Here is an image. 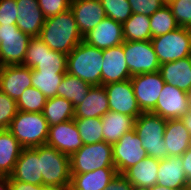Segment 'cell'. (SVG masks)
<instances>
[{
    "label": "cell",
    "instance_id": "6da1fadb",
    "mask_svg": "<svg viewBox=\"0 0 191 190\" xmlns=\"http://www.w3.org/2000/svg\"><path fill=\"white\" fill-rule=\"evenodd\" d=\"M39 38L51 49L68 55L80 42V34L71 9L45 18Z\"/></svg>",
    "mask_w": 191,
    "mask_h": 190
},
{
    "label": "cell",
    "instance_id": "7a4b0ae2",
    "mask_svg": "<svg viewBox=\"0 0 191 190\" xmlns=\"http://www.w3.org/2000/svg\"><path fill=\"white\" fill-rule=\"evenodd\" d=\"M103 50L80 42L67 55V73L91 84L101 86Z\"/></svg>",
    "mask_w": 191,
    "mask_h": 190
},
{
    "label": "cell",
    "instance_id": "3957f363",
    "mask_svg": "<svg viewBox=\"0 0 191 190\" xmlns=\"http://www.w3.org/2000/svg\"><path fill=\"white\" fill-rule=\"evenodd\" d=\"M8 130L23 148H34L46 144L49 124L42 112L18 110Z\"/></svg>",
    "mask_w": 191,
    "mask_h": 190
},
{
    "label": "cell",
    "instance_id": "277c9868",
    "mask_svg": "<svg viewBox=\"0 0 191 190\" xmlns=\"http://www.w3.org/2000/svg\"><path fill=\"white\" fill-rule=\"evenodd\" d=\"M167 119L151 112H142L135 119L134 130L149 157L165 159L168 157L164 142Z\"/></svg>",
    "mask_w": 191,
    "mask_h": 190
},
{
    "label": "cell",
    "instance_id": "5b68a950",
    "mask_svg": "<svg viewBox=\"0 0 191 190\" xmlns=\"http://www.w3.org/2000/svg\"><path fill=\"white\" fill-rule=\"evenodd\" d=\"M42 186L69 187L71 183L70 156L48 145L38 146Z\"/></svg>",
    "mask_w": 191,
    "mask_h": 190
},
{
    "label": "cell",
    "instance_id": "8992f818",
    "mask_svg": "<svg viewBox=\"0 0 191 190\" xmlns=\"http://www.w3.org/2000/svg\"><path fill=\"white\" fill-rule=\"evenodd\" d=\"M101 168H115L112 144L105 141L83 144L70 156V174H83Z\"/></svg>",
    "mask_w": 191,
    "mask_h": 190
},
{
    "label": "cell",
    "instance_id": "52a82bcc",
    "mask_svg": "<svg viewBox=\"0 0 191 190\" xmlns=\"http://www.w3.org/2000/svg\"><path fill=\"white\" fill-rule=\"evenodd\" d=\"M37 72L67 73V55L51 50L39 37L29 41L23 64Z\"/></svg>",
    "mask_w": 191,
    "mask_h": 190
},
{
    "label": "cell",
    "instance_id": "ba28073f",
    "mask_svg": "<svg viewBox=\"0 0 191 190\" xmlns=\"http://www.w3.org/2000/svg\"><path fill=\"white\" fill-rule=\"evenodd\" d=\"M150 41L160 64L191 56V28L178 27Z\"/></svg>",
    "mask_w": 191,
    "mask_h": 190
},
{
    "label": "cell",
    "instance_id": "9c48e42d",
    "mask_svg": "<svg viewBox=\"0 0 191 190\" xmlns=\"http://www.w3.org/2000/svg\"><path fill=\"white\" fill-rule=\"evenodd\" d=\"M31 38L16 25H0L1 67L23 64Z\"/></svg>",
    "mask_w": 191,
    "mask_h": 190
},
{
    "label": "cell",
    "instance_id": "30bf717a",
    "mask_svg": "<svg viewBox=\"0 0 191 190\" xmlns=\"http://www.w3.org/2000/svg\"><path fill=\"white\" fill-rule=\"evenodd\" d=\"M123 51L131 76L159 71L161 64L150 40L124 41Z\"/></svg>",
    "mask_w": 191,
    "mask_h": 190
},
{
    "label": "cell",
    "instance_id": "8fae6325",
    "mask_svg": "<svg viewBox=\"0 0 191 190\" xmlns=\"http://www.w3.org/2000/svg\"><path fill=\"white\" fill-rule=\"evenodd\" d=\"M112 152L118 174H123L128 168L148 156L134 129L126 132L118 142L112 144Z\"/></svg>",
    "mask_w": 191,
    "mask_h": 190
},
{
    "label": "cell",
    "instance_id": "7c38bea8",
    "mask_svg": "<svg viewBox=\"0 0 191 190\" xmlns=\"http://www.w3.org/2000/svg\"><path fill=\"white\" fill-rule=\"evenodd\" d=\"M130 80L139 108L142 112H151L165 84L160 72L137 74Z\"/></svg>",
    "mask_w": 191,
    "mask_h": 190
},
{
    "label": "cell",
    "instance_id": "4fadbf2b",
    "mask_svg": "<svg viewBox=\"0 0 191 190\" xmlns=\"http://www.w3.org/2000/svg\"><path fill=\"white\" fill-rule=\"evenodd\" d=\"M103 86L108 95L110 111L135 119L139 117L142 111L138 106L130 79Z\"/></svg>",
    "mask_w": 191,
    "mask_h": 190
},
{
    "label": "cell",
    "instance_id": "5bb4252c",
    "mask_svg": "<svg viewBox=\"0 0 191 190\" xmlns=\"http://www.w3.org/2000/svg\"><path fill=\"white\" fill-rule=\"evenodd\" d=\"M189 109L188 93L165 83L151 113L164 119H178L186 114Z\"/></svg>",
    "mask_w": 191,
    "mask_h": 190
},
{
    "label": "cell",
    "instance_id": "9a60e30c",
    "mask_svg": "<svg viewBox=\"0 0 191 190\" xmlns=\"http://www.w3.org/2000/svg\"><path fill=\"white\" fill-rule=\"evenodd\" d=\"M46 145L68 156L77 152L83 146V142L74 119L49 126Z\"/></svg>",
    "mask_w": 191,
    "mask_h": 190
},
{
    "label": "cell",
    "instance_id": "2e32d148",
    "mask_svg": "<svg viewBox=\"0 0 191 190\" xmlns=\"http://www.w3.org/2000/svg\"><path fill=\"white\" fill-rule=\"evenodd\" d=\"M32 86V69L22 64L0 68V91L18 100L25 89Z\"/></svg>",
    "mask_w": 191,
    "mask_h": 190
},
{
    "label": "cell",
    "instance_id": "e0dca14e",
    "mask_svg": "<svg viewBox=\"0 0 191 190\" xmlns=\"http://www.w3.org/2000/svg\"><path fill=\"white\" fill-rule=\"evenodd\" d=\"M131 77L123 51V43L103 49L101 85L129 80Z\"/></svg>",
    "mask_w": 191,
    "mask_h": 190
},
{
    "label": "cell",
    "instance_id": "ac0fdd59",
    "mask_svg": "<svg viewBox=\"0 0 191 190\" xmlns=\"http://www.w3.org/2000/svg\"><path fill=\"white\" fill-rule=\"evenodd\" d=\"M70 9L83 37L106 17L100 0H71Z\"/></svg>",
    "mask_w": 191,
    "mask_h": 190
},
{
    "label": "cell",
    "instance_id": "d6986e66",
    "mask_svg": "<svg viewBox=\"0 0 191 190\" xmlns=\"http://www.w3.org/2000/svg\"><path fill=\"white\" fill-rule=\"evenodd\" d=\"M83 41L102 50L120 45L124 42L122 24L105 17L83 37Z\"/></svg>",
    "mask_w": 191,
    "mask_h": 190
},
{
    "label": "cell",
    "instance_id": "ffe728a7",
    "mask_svg": "<svg viewBox=\"0 0 191 190\" xmlns=\"http://www.w3.org/2000/svg\"><path fill=\"white\" fill-rule=\"evenodd\" d=\"M8 180H18L34 185H42L38 147L23 148L17 159L13 173L8 176Z\"/></svg>",
    "mask_w": 191,
    "mask_h": 190
},
{
    "label": "cell",
    "instance_id": "44dd1931",
    "mask_svg": "<svg viewBox=\"0 0 191 190\" xmlns=\"http://www.w3.org/2000/svg\"><path fill=\"white\" fill-rule=\"evenodd\" d=\"M17 22L16 26L23 33L31 37H39L45 17L39 7L38 0H16Z\"/></svg>",
    "mask_w": 191,
    "mask_h": 190
},
{
    "label": "cell",
    "instance_id": "7402d4cb",
    "mask_svg": "<svg viewBox=\"0 0 191 190\" xmlns=\"http://www.w3.org/2000/svg\"><path fill=\"white\" fill-rule=\"evenodd\" d=\"M157 185L176 190L187 189L188 178L181 157L168 156L159 160Z\"/></svg>",
    "mask_w": 191,
    "mask_h": 190
},
{
    "label": "cell",
    "instance_id": "603a6c76",
    "mask_svg": "<svg viewBox=\"0 0 191 190\" xmlns=\"http://www.w3.org/2000/svg\"><path fill=\"white\" fill-rule=\"evenodd\" d=\"M163 140L168 156L180 157L191 146V134L180 118L167 119Z\"/></svg>",
    "mask_w": 191,
    "mask_h": 190
},
{
    "label": "cell",
    "instance_id": "cb8c5ba5",
    "mask_svg": "<svg viewBox=\"0 0 191 190\" xmlns=\"http://www.w3.org/2000/svg\"><path fill=\"white\" fill-rule=\"evenodd\" d=\"M159 72L165 83L187 93L191 91V56L163 63Z\"/></svg>",
    "mask_w": 191,
    "mask_h": 190
},
{
    "label": "cell",
    "instance_id": "d4e9b609",
    "mask_svg": "<svg viewBox=\"0 0 191 190\" xmlns=\"http://www.w3.org/2000/svg\"><path fill=\"white\" fill-rule=\"evenodd\" d=\"M108 111H110L109 100L104 86H92L86 99L75 107L74 118L102 117Z\"/></svg>",
    "mask_w": 191,
    "mask_h": 190
},
{
    "label": "cell",
    "instance_id": "484cf974",
    "mask_svg": "<svg viewBox=\"0 0 191 190\" xmlns=\"http://www.w3.org/2000/svg\"><path fill=\"white\" fill-rule=\"evenodd\" d=\"M159 159L147 156L128 168L123 175L135 188L148 189L157 184Z\"/></svg>",
    "mask_w": 191,
    "mask_h": 190
},
{
    "label": "cell",
    "instance_id": "4316f807",
    "mask_svg": "<svg viewBox=\"0 0 191 190\" xmlns=\"http://www.w3.org/2000/svg\"><path fill=\"white\" fill-rule=\"evenodd\" d=\"M118 174L115 168H101L83 174H71L73 190H105Z\"/></svg>",
    "mask_w": 191,
    "mask_h": 190
},
{
    "label": "cell",
    "instance_id": "83f0119b",
    "mask_svg": "<svg viewBox=\"0 0 191 190\" xmlns=\"http://www.w3.org/2000/svg\"><path fill=\"white\" fill-rule=\"evenodd\" d=\"M103 141L114 144L126 133L134 129L135 118L118 112L108 111L101 117Z\"/></svg>",
    "mask_w": 191,
    "mask_h": 190
},
{
    "label": "cell",
    "instance_id": "f1b7e54d",
    "mask_svg": "<svg viewBox=\"0 0 191 190\" xmlns=\"http://www.w3.org/2000/svg\"><path fill=\"white\" fill-rule=\"evenodd\" d=\"M23 147L8 129H0V176H10Z\"/></svg>",
    "mask_w": 191,
    "mask_h": 190
},
{
    "label": "cell",
    "instance_id": "f546056e",
    "mask_svg": "<svg viewBox=\"0 0 191 190\" xmlns=\"http://www.w3.org/2000/svg\"><path fill=\"white\" fill-rule=\"evenodd\" d=\"M91 87V84L79 79L78 77L65 73L57 88V96L71 101L75 108L86 99L87 93Z\"/></svg>",
    "mask_w": 191,
    "mask_h": 190
},
{
    "label": "cell",
    "instance_id": "4dcf8cb0",
    "mask_svg": "<svg viewBox=\"0 0 191 190\" xmlns=\"http://www.w3.org/2000/svg\"><path fill=\"white\" fill-rule=\"evenodd\" d=\"M74 106L71 101L59 96L47 98L43 109L44 118L49 126L74 119Z\"/></svg>",
    "mask_w": 191,
    "mask_h": 190
},
{
    "label": "cell",
    "instance_id": "1f68e13d",
    "mask_svg": "<svg viewBox=\"0 0 191 190\" xmlns=\"http://www.w3.org/2000/svg\"><path fill=\"white\" fill-rule=\"evenodd\" d=\"M124 41L151 40L150 19L144 14L132 13L122 24Z\"/></svg>",
    "mask_w": 191,
    "mask_h": 190
},
{
    "label": "cell",
    "instance_id": "d6a6232c",
    "mask_svg": "<svg viewBox=\"0 0 191 190\" xmlns=\"http://www.w3.org/2000/svg\"><path fill=\"white\" fill-rule=\"evenodd\" d=\"M149 19L152 38L172 32L179 27L167 4L157 10Z\"/></svg>",
    "mask_w": 191,
    "mask_h": 190
},
{
    "label": "cell",
    "instance_id": "836d02e7",
    "mask_svg": "<svg viewBox=\"0 0 191 190\" xmlns=\"http://www.w3.org/2000/svg\"><path fill=\"white\" fill-rule=\"evenodd\" d=\"M83 144H94L103 141L101 117L74 118Z\"/></svg>",
    "mask_w": 191,
    "mask_h": 190
},
{
    "label": "cell",
    "instance_id": "e575fe53",
    "mask_svg": "<svg viewBox=\"0 0 191 190\" xmlns=\"http://www.w3.org/2000/svg\"><path fill=\"white\" fill-rule=\"evenodd\" d=\"M64 75L55 72H37L32 69V86L40 90L46 98L55 97Z\"/></svg>",
    "mask_w": 191,
    "mask_h": 190
},
{
    "label": "cell",
    "instance_id": "d590c367",
    "mask_svg": "<svg viewBox=\"0 0 191 190\" xmlns=\"http://www.w3.org/2000/svg\"><path fill=\"white\" fill-rule=\"evenodd\" d=\"M46 101L45 95L31 86L25 89L21 97L16 101L17 109L25 112H43Z\"/></svg>",
    "mask_w": 191,
    "mask_h": 190
},
{
    "label": "cell",
    "instance_id": "8d00e7d4",
    "mask_svg": "<svg viewBox=\"0 0 191 190\" xmlns=\"http://www.w3.org/2000/svg\"><path fill=\"white\" fill-rule=\"evenodd\" d=\"M106 17L121 24L126 22L132 15V9L128 0H100Z\"/></svg>",
    "mask_w": 191,
    "mask_h": 190
},
{
    "label": "cell",
    "instance_id": "74e56055",
    "mask_svg": "<svg viewBox=\"0 0 191 190\" xmlns=\"http://www.w3.org/2000/svg\"><path fill=\"white\" fill-rule=\"evenodd\" d=\"M167 5L179 27L191 28V0H169Z\"/></svg>",
    "mask_w": 191,
    "mask_h": 190
},
{
    "label": "cell",
    "instance_id": "f35d334b",
    "mask_svg": "<svg viewBox=\"0 0 191 190\" xmlns=\"http://www.w3.org/2000/svg\"><path fill=\"white\" fill-rule=\"evenodd\" d=\"M16 100L0 91V129H8L17 114Z\"/></svg>",
    "mask_w": 191,
    "mask_h": 190
},
{
    "label": "cell",
    "instance_id": "ab89813d",
    "mask_svg": "<svg viewBox=\"0 0 191 190\" xmlns=\"http://www.w3.org/2000/svg\"><path fill=\"white\" fill-rule=\"evenodd\" d=\"M128 2L132 13L144 14L149 17L167 4L165 0H128Z\"/></svg>",
    "mask_w": 191,
    "mask_h": 190
},
{
    "label": "cell",
    "instance_id": "60d3db41",
    "mask_svg": "<svg viewBox=\"0 0 191 190\" xmlns=\"http://www.w3.org/2000/svg\"><path fill=\"white\" fill-rule=\"evenodd\" d=\"M45 18L56 16L70 9L71 0H38Z\"/></svg>",
    "mask_w": 191,
    "mask_h": 190
},
{
    "label": "cell",
    "instance_id": "b9f144b4",
    "mask_svg": "<svg viewBox=\"0 0 191 190\" xmlns=\"http://www.w3.org/2000/svg\"><path fill=\"white\" fill-rule=\"evenodd\" d=\"M17 14L16 0H0V25H16Z\"/></svg>",
    "mask_w": 191,
    "mask_h": 190
},
{
    "label": "cell",
    "instance_id": "7bdbcfd3",
    "mask_svg": "<svg viewBox=\"0 0 191 190\" xmlns=\"http://www.w3.org/2000/svg\"><path fill=\"white\" fill-rule=\"evenodd\" d=\"M105 190H134V187L123 174H117Z\"/></svg>",
    "mask_w": 191,
    "mask_h": 190
},
{
    "label": "cell",
    "instance_id": "ee69618b",
    "mask_svg": "<svg viewBox=\"0 0 191 190\" xmlns=\"http://www.w3.org/2000/svg\"><path fill=\"white\" fill-rule=\"evenodd\" d=\"M10 190H43L45 186L34 185L30 183L21 182L18 180H8Z\"/></svg>",
    "mask_w": 191,
    "mask_h": 190
},
{
    "label": "cell",
    "instance_id": "f6af8a7d",
    "mask_svg": "<svg viewBox=\"0 0 191 190\" xmlns=\"http://www.w3.org/2000/svg\"><path fill=\"white\" fill-rule=\"evenodd\" d=\"M180 157L182 159L184 172L188 180H190L191 179V146Z\"/></svg>",
    "mask_w": 191,
    "mask_h": 190
},
{
    "label": "cell",
    "instance_id": "bcb514c9",
    "mask_svg": "<svg viewBox=\"0 0 191 190\" xmlns=\"http://www.w3.org/2000/svg\"><path fill=\"white\" fill-rule=\"evenodd\" d=\"M180 119L183 121L185 127L191 134V109H189L188 112L184 114Z\"/></svg>",
    "mask_w": 191,
    "mask_h": 190
},
{
    "label": "cell",
    "instance_id": "7dc6e473",
    "mask_svg": "<svg viewBox=\"0 0 191 190\" xmlns=\"http://www.w3.org/2000/svg\"><path fill=\"white\" fill-rule=\"evenodd\" d=\"M0 190H10L7 176H0Z\"/></svg>",
    "mask_w": 191,
    "mask_h": 190
},
{
    "label": "cell",
    "instance_id": "c3c4849f",
    "mask_svg": "<svg viewBox=\"0 0 191 190\" xmlns=\"http://www.w3.org/2000/svg\"><path fill=\"white\" fill-rule=\"evenodd\" d=\"M147 190H172L171 188H167V187H163V186H160V185H154L153 187L151 188H148Z\"/></svg>",
    "mask_w": 191,
    "mask_h": 190
},
{
    "label": "cell",
    "instance_id": "681fc988",
    "mask_svg": "<svg viewBox=\"0 0 191 190\" xmlns=\"http://www.w3.org/2000/svg\"><path fill=\"white\" fill-rule=\"evenodd\" d=\"M43 190H69V187H48L45 186Z\"/></svg>",
    "mask_w": 191,
    "mask_h": 190
},
{
    "label": "cell",
    "instance_id": "f907efd6",
    "mask_svg": "<svg viewBox=\"0 0 191 190\" xmlns=\"http://www.w3.org/2000/svg\"><path fill=\"white\" fill-rule=\"evenodd\" d=\"M188 97H189V108L191 109V91L188 92Z\"/></svg>",
    "mask_w": 191,
    "mask_h": 190
},
{
    "label": "cell",
    "instance_id": "816d5d0a",
    "mask_svg": "<svg viewBox=\"0 0 191 190\" xmlns=\"http://www.w3.org/2000/svg\"><path fill=\"white\" fill-rule=\"evenodd\" d=\"M186 190H191V179L188 180V185H187V189Z\"/></svg>",
    "mask_w": 191,
    "mask_h": 190
},
{
    "label": "cell",
    "instance_id": "f5cc1de1",
    "mask_svg": "<svg viewBox=\"0 0 191 190\" xmlns=\"http://www.w3.org/2000/svg\"><path fill=\"white\" fill-rule=\"evenodd\" d=\"M134 190H147V189H141V188H135L134 187Z\"/></svg>",
    "mask_w": 191,
    "mask_h": 190
}]
</instances>
